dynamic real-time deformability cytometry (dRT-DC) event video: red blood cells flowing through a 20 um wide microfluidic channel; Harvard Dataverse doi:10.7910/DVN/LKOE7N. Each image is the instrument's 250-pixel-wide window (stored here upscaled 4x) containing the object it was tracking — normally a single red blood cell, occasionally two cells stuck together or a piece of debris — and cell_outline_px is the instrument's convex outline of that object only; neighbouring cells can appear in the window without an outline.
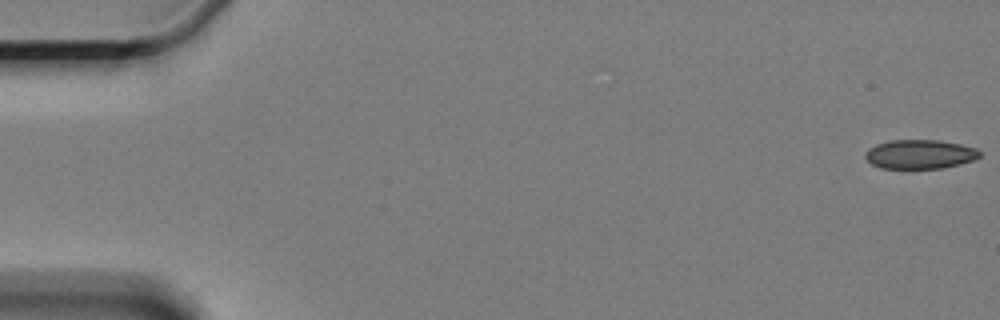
{"species": "Egyptian fruit bat (a non-hibernating species)", "species_latin": "Rousettus aegyptiacus", "temperature_condition": "cold", "stored_images_in_passage": 54, "camera_frame_rate_fps": 3000, "um_per_image_px": 0.085, "animal": {"sex": "female"}, "frame": {"image": 1, "passage_image": 1, "time_ms": 0.0, "image_size_px": [1000, 320], "cell_outline_px": [[980, 156], [972, 160], [960, 164], [940, 168], [880, 168], [872, 164], [864, 156], [864, 152], [868, 148], [876, 144], [888, 140], [940, 140], [960, 144], [976, 148], [980, 152]], "centroid_in_image_um": [78.15, 13.1], "position_along_channel_um": 6.8, "area_um2": 19.42}}
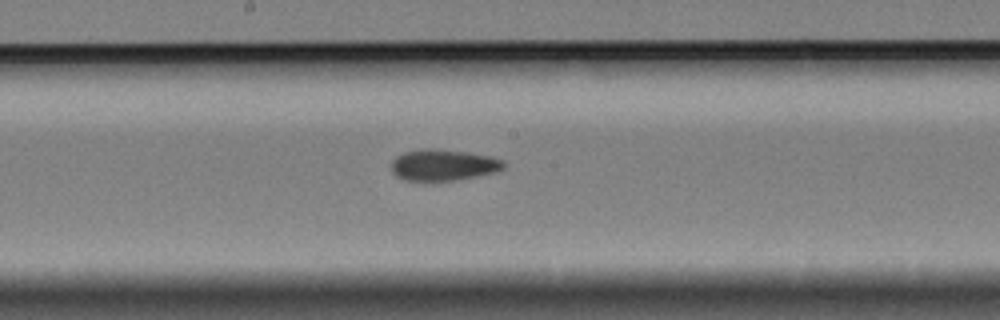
{"frame": {"image": 2, "passage_image": 32, "time_ms": 10.333, "image_size_px": [1000, 320], "cell_outline_px": [[504, 168], [496, 172], [460, 180], [428, 184], [404, 180], [396, 176], [392, 172], [392, 160], [396, 156], [404, 152], [424, 148], [432, 148], [464, 152], [492, 156], [504, 160]], "centroid_in_image_um": [37.65, 14.07], "position_along_channel_um": 210.5, "area_um2": 21.33}}
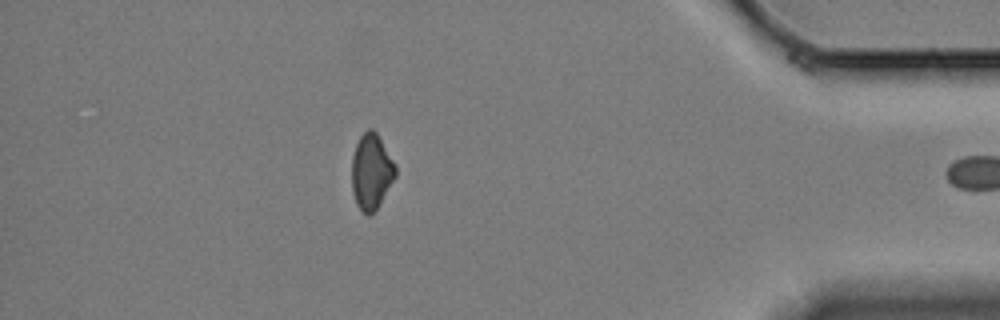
{"frame": {"image": 3, "passage_image": 53, "time_ms": 17.333, "image_size_px": [1000, 320], "cell_outline_px": [[396, 176], [376, 208], [368, 216], [356, 204], [352, 192], [352, 156], [356, 144], [360, 136], [368, 128], [372, 128], [376, 132], [396, 164]], "centroid_in_image_um": [31.56, 14.55], "position_along_channel_um": 403.6, "area_um2": 19.07}}